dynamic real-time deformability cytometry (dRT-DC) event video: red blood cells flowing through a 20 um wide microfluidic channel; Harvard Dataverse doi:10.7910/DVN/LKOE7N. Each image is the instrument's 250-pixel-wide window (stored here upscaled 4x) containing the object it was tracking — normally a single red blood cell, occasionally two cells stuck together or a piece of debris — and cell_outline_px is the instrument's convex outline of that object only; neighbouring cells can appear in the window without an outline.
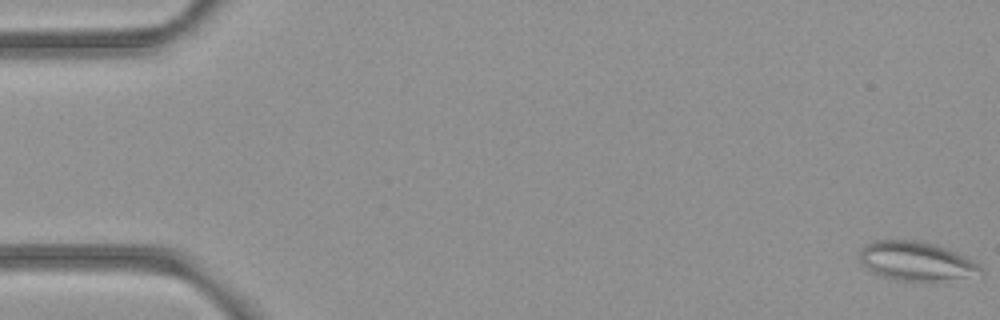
{"species": "common noctule bat (a hibernating species)", "species_latin": "Nyctalus noctula", "temperature_condition": "room temperature", "stored_images_in_passage": 5, "camera_frame_rate_fps": 3000, "um_per_image_px": 0.085, "animal": {"sex": "female", "body_mass_g": 21.9}, "frame": {"image": 1, "passage_image": 1, "time_ms": 0.0, "image_size_px": [1000, 320], "cell_outline_px": [[984, 272], [940, 284], [932, 284], [896, 280], [880, 276], [872, 272], [860, 264], [860, 248], [876, 240], [912, 240], [932, 244], [956, 252], [976, 260]], "centroid_in_image_um": [77.91, 22.26], "position_along_channel_um": 7.1, "area_um2": 28.38}}